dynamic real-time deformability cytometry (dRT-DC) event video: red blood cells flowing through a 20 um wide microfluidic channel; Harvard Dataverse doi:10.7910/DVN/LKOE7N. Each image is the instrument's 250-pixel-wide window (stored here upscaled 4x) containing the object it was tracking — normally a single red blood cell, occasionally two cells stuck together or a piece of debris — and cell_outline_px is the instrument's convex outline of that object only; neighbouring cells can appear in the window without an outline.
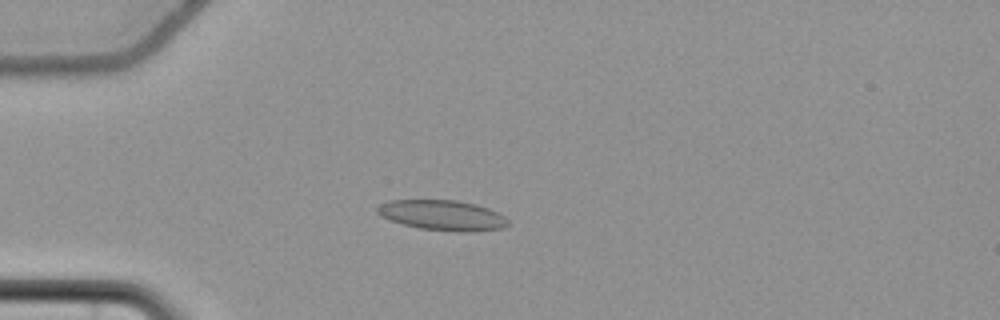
{"species": "common noctule bat (a hibernating species)", "species_latin": "Nyctalus noctula", "temperature_condition": "cold", "stored_images_in_passage": 59, "camera_frame_rate_fps": 3000, "um_per_image_px": 0.085, "animal": {"sex": "female", "body_mass_g": 22.7, "forearm_length_mm": 54.2}, "frame": {"image": 1, "passage_image": 18, "time_ms": 5.667, "image_size_px": [1000, 320], "cell_outline_px": [[508, 224], [504, 228], [476, 232], [456, 232], [420, 228], [404, 224], [380, 216], [376, 212], [376, 208], [380, 204], [392, 200], [456, 200], [476, 204], [488, 208], [504, 216], [508, 220]], "centroid_in_image_um": [37.63, 18.3], "position_along_channel_um": 47.4, "area_um2": 23.06}}
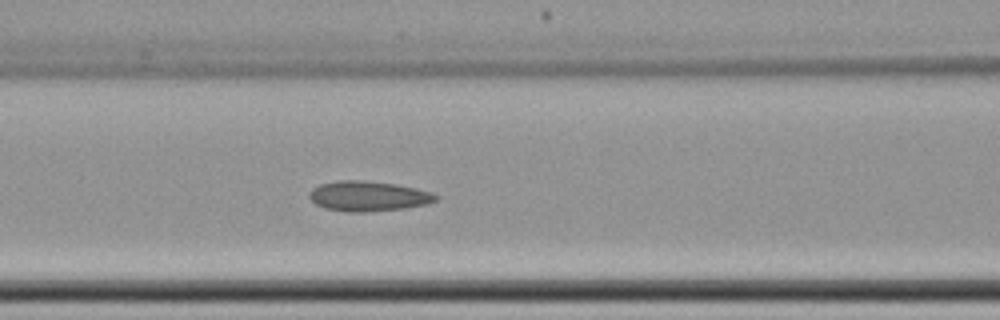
{"frame": {"image": 2, "passage_image": 27, "time_ms": 8.667, "image_size_px": [1000, 320], "cell_outline_px": [[440, 196], [436, 200], [428, 204], [404, 208], [364, 212], [352, 212], [324, 208], [316, 204], [308, 196], [308, 192], [312, 188], [320, 184], [340, 180], [364, 180], [396, 184], [416, 188], [432, 192]], "centroid_in_image_um": [31.31, 16.66], "position_along_channel_um": 135.3, "area_um2": 22.25}}
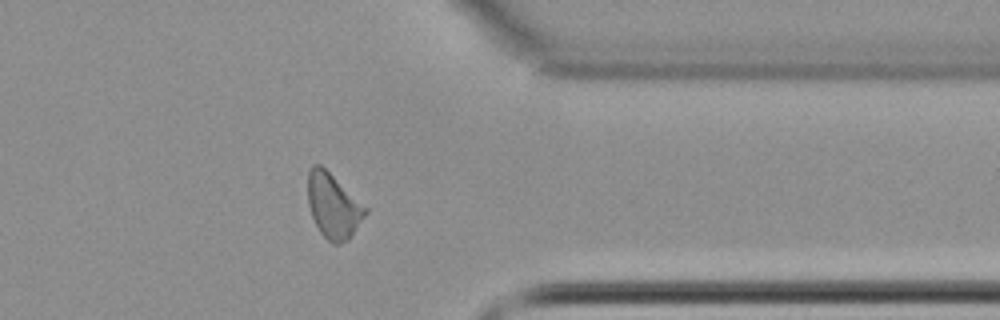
{"frame": {"image": 3, "passage_image": 48, "time_ms": 15.667, "image_size_px": [1000, 320], "cell_outline_px": [[368, 212], [348, 240], [340, 244], [332, 244], [320, 232], [312, 216], [308, 204], [308, 172], [312, 164], [320, 164], [368, 208]], "centroid_in_image_um": [28.33, 17.51], "position_along_channel_um": 383.1, "area_um2": 21.56}, "authors_computed_cell_mechanics": {"area_um2": 21.9062, "velocity_mm_per_s": 3.6594, "shape_relaxation_time_tau1_ms": null, "shape_relaxation_time_tau2_ms": 2.2907, "deformation_change_tau1": null, "deformation_change_tau2": 0.0945}}